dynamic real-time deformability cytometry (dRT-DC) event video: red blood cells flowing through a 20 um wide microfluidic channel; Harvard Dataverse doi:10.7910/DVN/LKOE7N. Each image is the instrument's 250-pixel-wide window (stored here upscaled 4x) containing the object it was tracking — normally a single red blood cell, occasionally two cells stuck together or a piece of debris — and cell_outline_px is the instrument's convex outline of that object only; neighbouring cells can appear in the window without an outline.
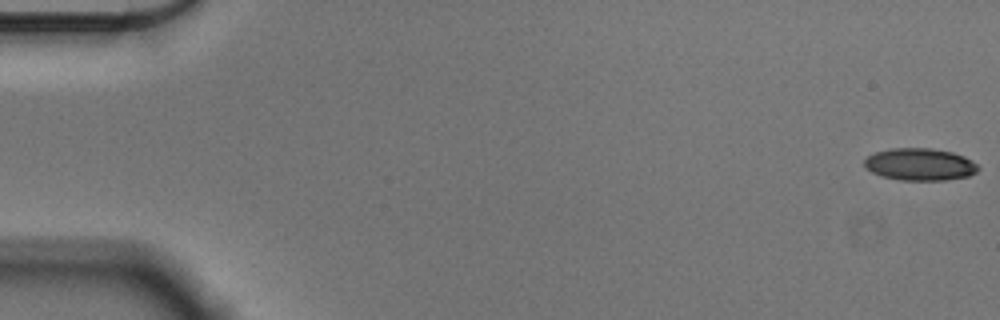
{"species": "Egyptian fruit bat (a non-hibernating species)", "species_latin": "Rousettus aegyptiacus", "temperature_condition": "cold", "stored_images_in_passage": 18, "camera_frame_rate_fps": 3000, "um_per_image_px": 0.085, "animal": {"sex": "male"}, "frame": {"image": 1, "passage_image": 1, "time_ms": 0.0, "image_size_px": [1000, 320], "cell_outline_px": [[980, 168], [976, 172], [968, 176], [944, 180], [900, 180], [880, 176], [864, 168], [864, 160], [868, 156], [876, 152], [892, 148], [932, 148], [952, 152], [964, 156], [972, 160]], "centroid_in_image_um": [78.18, 13.97], "position_along_channel_um": 6.8, "area_um2": 21.44}}
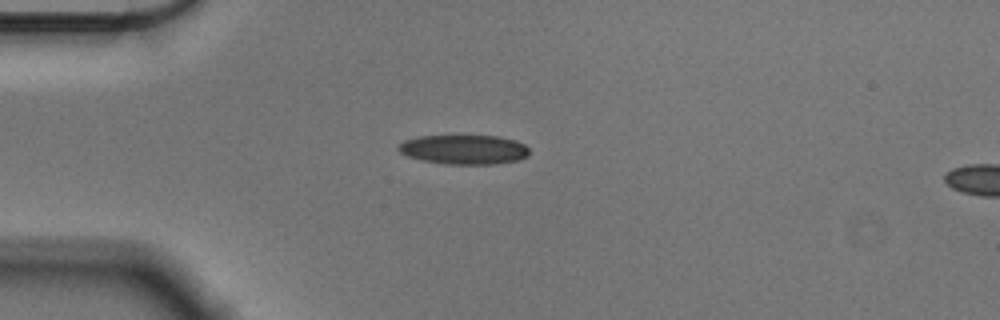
{"frame": {"image": 2, "passage_image": 15, "time_ms": 4.667, "image_size_px": [1000, 320], "cell_outline_px": [[528, 156], [520, 160], [492, 164], [444, 164], [424, 160], [408, 156], [400, 152], [396, 148], [404, 140], [416, 136], [500, 136], [516, 140], [524, 144], [528, 148]], "centroid_in_image_um": [39.45, 12.7], "position_along_channel_um": 45.5, "area_um2": 22.48}}